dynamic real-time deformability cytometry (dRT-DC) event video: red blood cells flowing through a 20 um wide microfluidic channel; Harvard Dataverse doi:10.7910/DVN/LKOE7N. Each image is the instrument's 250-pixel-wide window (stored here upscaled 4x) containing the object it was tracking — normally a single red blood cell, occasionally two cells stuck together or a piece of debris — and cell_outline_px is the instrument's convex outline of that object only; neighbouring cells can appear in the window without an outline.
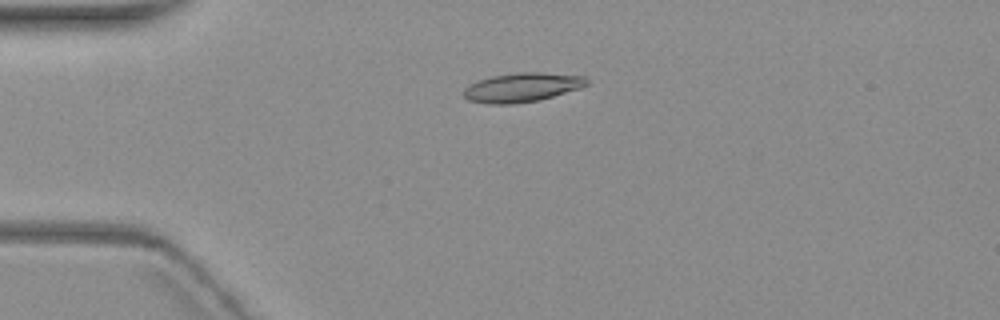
{"species": "common noctule bat (a hibernating species)", "species_latin": "Nyctalus noctula", "temperature_condition": "warm", "stored_images_in_passage": 6, "camera_frame_rate_fps": 3000, "um_per_image_px": 0.085, "animal": {"sex": "female", "body_mass_g": 19.3, "forearm_length_mm": 54.1}, "frame": {"image": 1, "passage_image": 4, "time_ms": 4.667, "image_size_px": [1000, 320], "cell_outline_px": [[588, 84], [580, 88], [540, 100], [512, 104], [488, 104], [468, 100], [464, 96], [464, 88], [468, 84], [492, 76], [516, 72], [540, 72], [584, 76], [588, 80]], "centroid_in_image_um": [44.36, 7.43], "position_along_channel_um": 40.6, "area_um2": 20.92}}
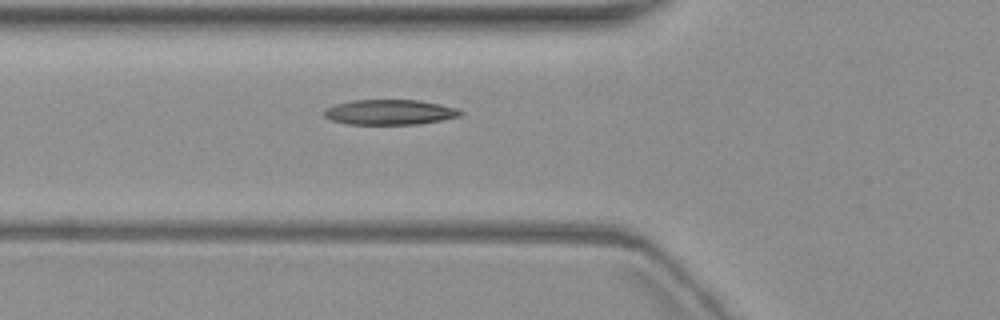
{"frame": {"image": 2, "passage_image": 6, "time_ms": 7.0, "image_size_px": [1000, 320], "cell_outline_px": [[464, 112], [460, 116], [420, 124], [348, 124], [332, 120], [324, 116], [324, 108], [336, 104], [352, 100], [420, 100], [440, 104], [456, 108]], "centroid_in_image_um": [33.12, 9.53], "position_along_channel_um": 92.7, "area_um2": 19.94}}